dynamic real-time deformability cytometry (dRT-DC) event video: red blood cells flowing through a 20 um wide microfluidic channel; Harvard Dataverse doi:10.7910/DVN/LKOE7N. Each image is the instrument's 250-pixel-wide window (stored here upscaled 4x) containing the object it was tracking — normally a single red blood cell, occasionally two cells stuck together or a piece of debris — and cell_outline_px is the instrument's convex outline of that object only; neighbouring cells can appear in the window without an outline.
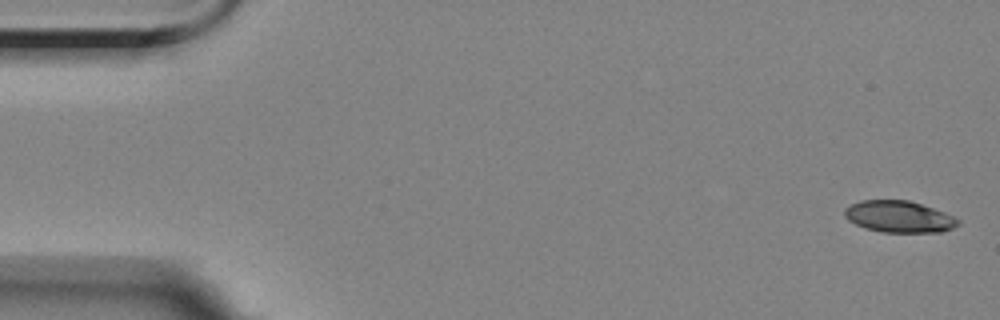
{"species": "Egyptian fruit bat (a non-hibernating species)", "species_latin": "Rousettus aegyptiacus", "temperature_condition": "room temperature", "stored_images_in_passage": 3, "camera_frame_rate_fps": 3000, "um_per_image_px": 0.085, "animal": {"sex": "female"}, "frame": {"image": 1, "passage_image": 1, "time_ms": 0.0, "image_size_px": [1000, 320], "cell_outline_px": [[960, 224], [952, 228], [940, 232], [880, 232], [864, 228], [848, 220], [844, 216], [844, 208], [860, 200], [908, 200], [944, 212], [960, 220]], "centroid_in_image_um": [76.39, 18.42], "position_along_channel_um": 8.6, "area_um2": 20.87}}